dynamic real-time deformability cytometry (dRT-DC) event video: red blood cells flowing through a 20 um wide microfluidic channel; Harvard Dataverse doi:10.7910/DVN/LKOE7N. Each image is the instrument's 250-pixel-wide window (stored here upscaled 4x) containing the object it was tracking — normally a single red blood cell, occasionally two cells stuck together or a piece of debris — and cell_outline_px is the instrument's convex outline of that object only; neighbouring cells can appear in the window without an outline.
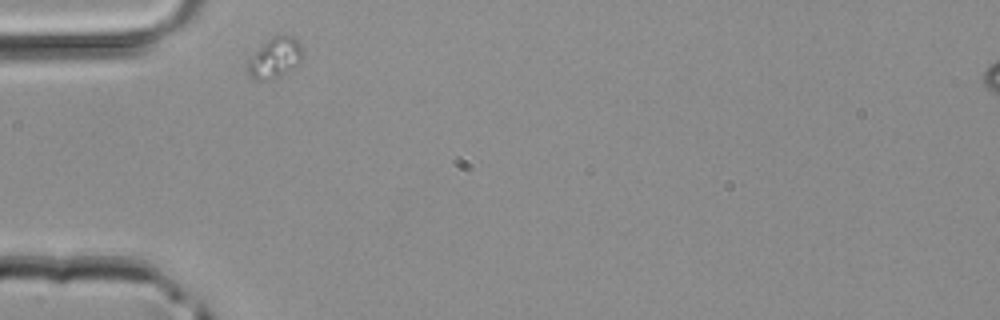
{"species": "common noctule bat (a hibernating species)", "species_latin": "Nyctalus noctula", "temperature_condition": "room temperature", "stored_images_in_passage": 5, "camera_frame_rate_fps": 3000, "um_per_image_px": 0.085, "animal": {"sex": "male", "body_mass_g": 20.4}, "frame": {"image": 1, "passage_image": 1, "time_ms": 0.0, "image_size_px": [1000, 320], "cell_outline_px": [[300, 60], [296, 64], [276, 76], [264, 80], [256, 80], [248, 72], [248, 56], [272, 36], [296, 36], [300, 44]], "centroid_in_image_um": [23.3, 4.86], "position_along_channel_um": 61.7, "area_um2": 12.31}}